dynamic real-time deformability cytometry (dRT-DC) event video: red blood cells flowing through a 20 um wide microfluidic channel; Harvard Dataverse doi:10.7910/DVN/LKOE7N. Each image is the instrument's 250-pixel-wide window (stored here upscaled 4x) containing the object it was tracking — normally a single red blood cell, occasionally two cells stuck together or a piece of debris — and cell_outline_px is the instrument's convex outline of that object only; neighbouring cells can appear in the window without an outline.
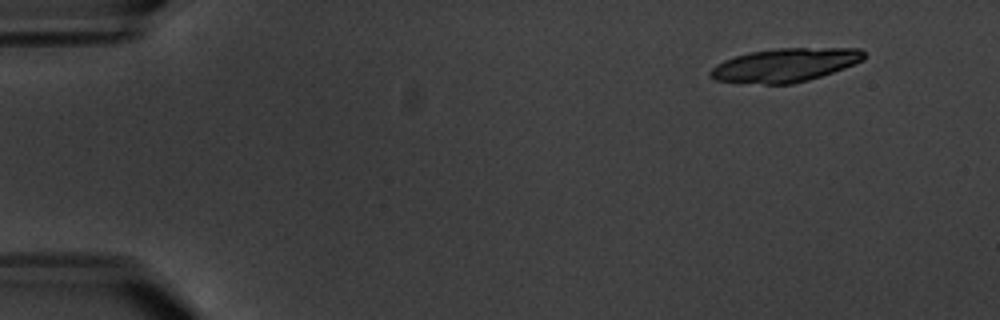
{"species": "common noctule bat (a hibernating species)", "species_latin": "Nyctalus noctula", "temperature_condition": "warm", "stored_images_in_passage": 5, "camera_frame_rate_fps": 3000, "um_per_image_px": 0.085, "animal": {"sex": "male", "body_mass_g": 20.1, "forearm_length_mm": 53.5}, "frame": {"image": 1, "passage_image": 2, "time_ms": 1.333, "image_size_px": [1000, 320], "cell_outline_px": [[864, 60], [844, 68], [808, 80], [792, 84], [764, 84], [716, 80], [708, 76], [708, 72], [716, 64], [724, 60], [748, 52], [776, 48], [860, 48], [864, 52]], "centroid_in_image_um": [66.71, 5.52], "position_along_channel_um": 18.3, "area_um2": 30.0}}